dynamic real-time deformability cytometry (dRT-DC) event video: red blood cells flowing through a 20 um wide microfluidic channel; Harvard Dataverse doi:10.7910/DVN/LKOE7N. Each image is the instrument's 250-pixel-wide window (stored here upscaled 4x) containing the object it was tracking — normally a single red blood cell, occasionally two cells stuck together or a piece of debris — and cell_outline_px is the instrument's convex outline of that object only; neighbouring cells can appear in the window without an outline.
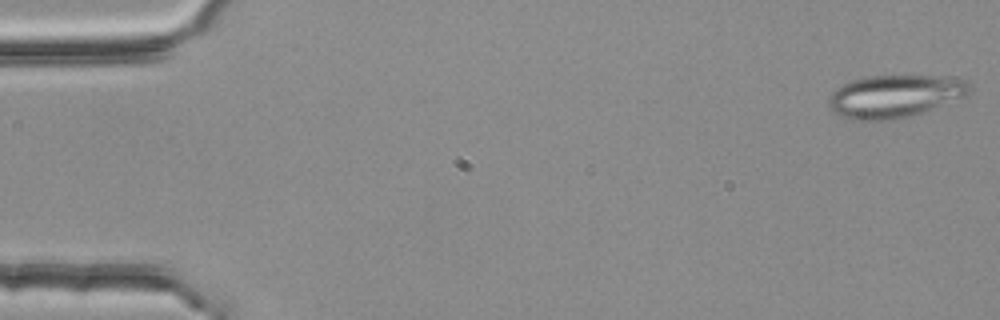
{"species": "common noctule bat (a hibernating species)", "species_latin": "Nyctalus noctula", "temperature_condition": "room temperature", "stored_images_in_passage": 4, "camera_frame_rate_fps": 3000, "um_per_image_px": 0.085, "animal": {"sex": "female", "body_mass_g": 25.1}, "frame": {"image": 1, "passage_image": 1, "time_ms": 0.0, "image_size_px": [1000, 320], "cell_outline_px": [[972, 88], [964, 96], [920, 112], [908, 116], [892, 120], [852, 120], [840, 116], [832, 112], [828, 104], [828, 96], [840, 84], [864, 76], [952, 76], [964, 80]], "centroid_in_image_um": [75.97, 8.16], "position_along_channel_um": 9.0, "area_um2": 34.91}}